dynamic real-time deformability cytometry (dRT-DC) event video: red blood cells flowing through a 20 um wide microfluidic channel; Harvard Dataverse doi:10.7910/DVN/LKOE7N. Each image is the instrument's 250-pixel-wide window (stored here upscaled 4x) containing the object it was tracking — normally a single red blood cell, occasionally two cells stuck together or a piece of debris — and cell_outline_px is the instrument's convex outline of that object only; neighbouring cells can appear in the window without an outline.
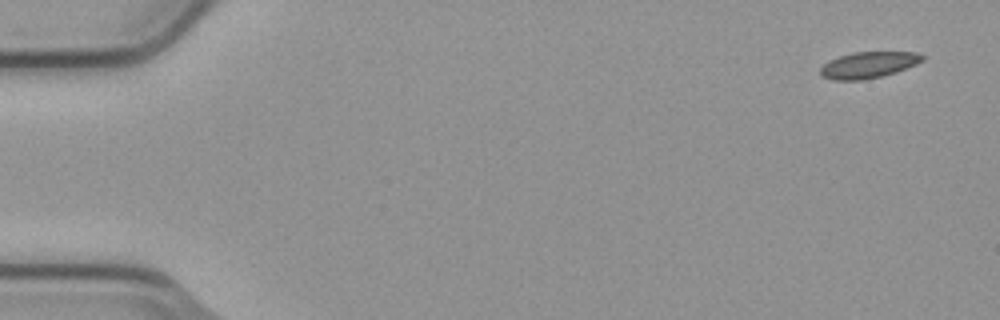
{"species": "common noctule bat (a hibernating species)", "species_latin": "Nyctalus noctula", "temperature_condition": "cold", "stored_images_in_passage": 6, "camera_frame_rate_fps": 3000, "um_per_image_px": 0.085, "animal": {"sex": "male", "body_mass_g": 23.1, "forearm_length_mm": 52.7}, "frame": {"image": 1, "passage_image": 1, "time_ms": 0.0, "image_size_px": [1000, 320], "cell_outline_px": [[924, 60], [916, 64], [896, 72], [864, 80], [832, 80], [820, 76], [820, 68], [828, 60], [852, 52], [916, 52], [924, 56]], "centroid_in_image_um": [73.78, 5.52], "position_along_channel_um": 11.2, "area_um2": 15.66}}
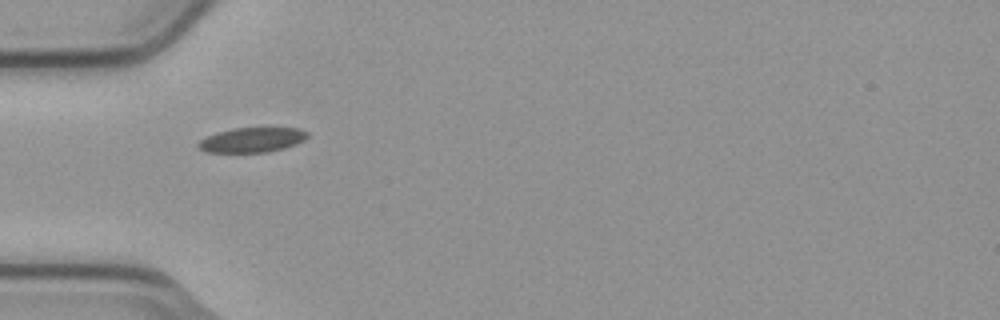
{"frame": {"image": 2, "passage_image": 5, "time_ms": 1.333, "image_size_px": [1000, 320], "cell_outline_px": [[308, 136], [304, 140], [296, 144], [284, 148], [268, 152], [204, 152], [196, 144], [200, 140], [216, 132], [232, 128], [268, 124], [300, 128], [308, 132]], "centroid_in_image_um": [21.5, 11.82], "position_along_channel_um": 63.5, "area_um2": 16.76}}
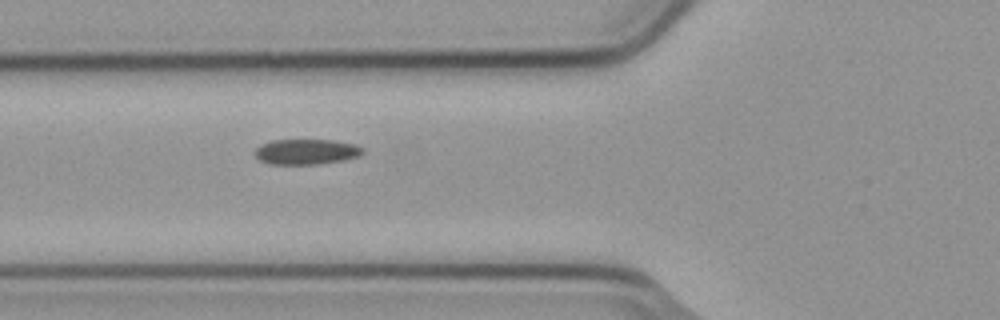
{"frame": {"image": 3, "passage_image": 6, "time_ms": 1.667, "image_size_px": [1000, 320], "cell_outline_px": [[364, 152], [360, 156], [344, 160], [316, 164], [268, 164], [260, 160], [252, 152], [260, 144], [272, 140], [332, 140], [356, 144], [364, 148]], "centroid_in_image_um": [26.03, 12.89], "position_along_channel_um": 99.8, "area_um2": 16.13}}